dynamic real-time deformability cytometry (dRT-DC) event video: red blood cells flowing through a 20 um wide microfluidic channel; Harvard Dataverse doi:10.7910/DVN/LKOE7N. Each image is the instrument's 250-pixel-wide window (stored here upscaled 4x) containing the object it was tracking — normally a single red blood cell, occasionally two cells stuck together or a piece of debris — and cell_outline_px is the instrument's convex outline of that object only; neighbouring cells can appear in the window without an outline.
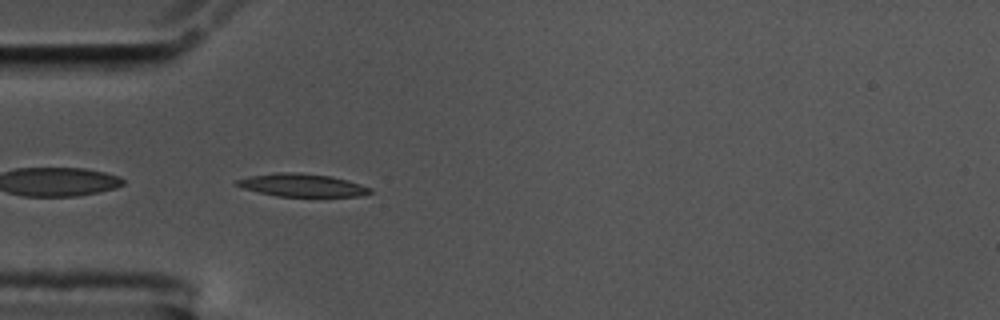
{"species": "common noctule bat (a hibernating species)", "species_latin": "Nyctalus noctula", "temperature_condition": "cold", "stored_images_in_passage": 34, "camera_frame_rate_fps": 3000, "um_per_image_px": 0.085, "animal": {"sex": "male", "body_mass_g": 17.5, "forearm_length_mm": 52.3}, "frame": {"image": 1, "passage_image": 2, "time_ms": 0.333, "image_size_px": [1000, 320], "cell_outline_px": [[372, 192], [360, 196], [276, 196], [244, 188], [232, 184], [236, 180], [248, 176], [276, 172], [292, 172], [332, 176], [348, 180], [372, 188]], "centroid_in_image_um": [25.66, 15.73], "position_along_channel_um": 59.3, "area_um2": 17.74}}
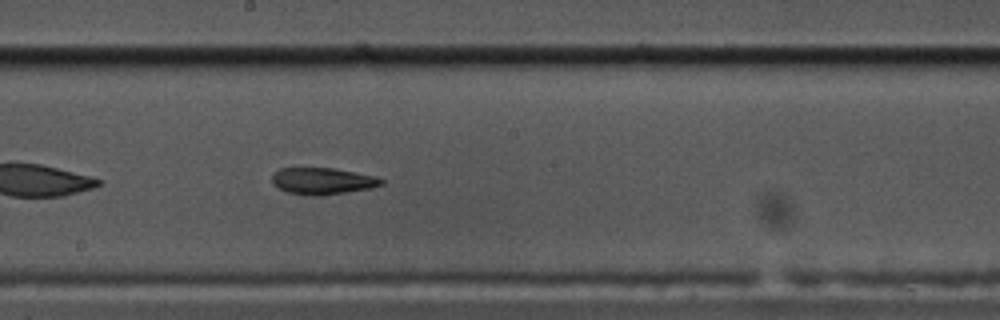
{"frame": {"image": 2, "passage_image": 16, "time_ms": 5.0, "image_size_px": [1000, 320], "cell_outline_px": [[384, 184], [372, 188], [320, 196], [312, 196], [288, 192], [272, 184], [272, 176], [280, 168], [332, 168], [376, 176], [384, 180]], "centroid_in_image_um": [27.44, 15.39], "position_along_channel_um": 220.8, "area_um2": 16.94}}
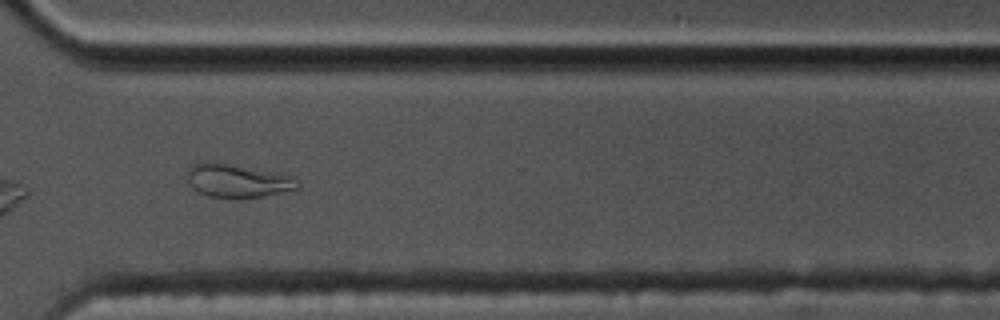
{"frame": {"image": 3, "passage_image": 27, "time_ms": 8.667, "image_size_px": [1000, 320], "cell_outline_px": [[300, 188], [260, 196], [228, 200], [208, 196], [192, 188], [188, 180], [188, 168], [192, 164], [200, 160], [228, 164], [272, 172], [292, 176], [300, 184]], "centroid_in_image_um": [20.13, 15.38], "position_along_channel_um": 350.5, "area_um2": 21.5}, "authors_computed_cell_mechanics": {"area_um2": 17.4556, "velocity_mm_per_s": 3.5328, "shape_relaxation_time_tau1_ms": null, "shape_relaxation_time_tau2_ms": 5.4166, "deformation_change_tau1": null, "deformation_change_tau2": 0.1375}}